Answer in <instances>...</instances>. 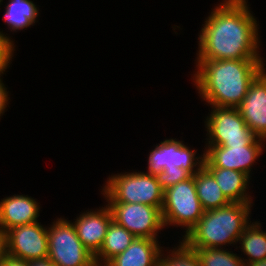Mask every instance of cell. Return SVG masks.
Segmentation results:
<instances>
[{
  "instance_id": "cell-10",
  "label": "cell",
  "mask_w": 266,
  "mask_h": 266,
  "mask_svg": "<svg viewBox=\"0 0 266 266\" xmlns=\"http://www.w3.org/2000/svg\"><path fill=\"white\" fill-rule=\"evenodd\" d=\"M196 154L197 150L194 148L191 150L181 140L165 139L150 150L146 172L156 176L160 171L173 169L176 166L193 176L203 167L204 162V155L196 157Z\"/></svg>"
},
{
  "instance_id": "cell-28",
  "label": "cell",
  "mask_w": 266,
  "mask_h": 266,
  "mask_svg": "<svg viewBox=\"0 0 266 266\" xmlns=\"http://www.w3.org/2000/svg\"><path fill=\"white\" fill-rule=\"evenodd\" d=\"M5 254H6L5 234L2 231H0V264Z\"/></svg>"
},
{
  "instance_id": "cell-3",
  "label": "cell",
  "mask_w": 266,
  "mask_h": 266,
  "mask_svg": "<svg viewBox=\"0 0 266 266\" xmlns=\"http://www.w3.org/2000/svg\"><path fill=\"white\" fill-rule=\"evenodd\" d=\"M253 205V202L230 203L204 211L201 219L189 232L181 235V240L190 248L225 249L226 246H234L238 243L245 227L251 222Z\"/></svg>"
},
{
  "instance_id": "cell-18",
  "label": "cell",
  "mask_w": 266,
  "mask_h": 266,
  "mask_svg": "<svg viewBox=\"0 0 266 266\" xmlns=\"http://www.w3.org/2000/svg\"><path fill=\"white\" fill-rule=\"evenodd\" d=\"M136 237L112 220L100 250L94 255L97 266H105L112 258L122 253Z\"/></svg>"
},
{
  "instance_id": "cell-14",
  "label": "cell",
  "mask_w": 266,
  "mask_h": 266,
  "mask_svg": "<svg viewBox=\"0 0 266 266\" xmlns=\"http://www.w3.org/2000/svg\"><path fill=\"white\" fill-rule=\"evenodd\" d=\"M40 203L28 195H12L0 201V231L4 234L17 226L37 223Z\"/></svg>"
},
{
  "instance_id": "cell-26",
  "label": "cell",
  "mask_w": 266,
  "mask_h": 266,
  "mask_svg": "<svg viewBox=\"0 0 266 266\" xmlns=\"http://www.w3.org/2000/svg\"><path fill=\"white\" fill-rule=\"evenodd\" d=\"M0 266H29V265H28V261L14 258L12 256H9L8 254H5L3 256V260Z\"/></svg>"
},
{
  "instance_id": "cell-20",
  "label": "cell",
  "mask_w": 266,
  "mask_h": 266,
  "mask_svg": "<svg viewBox=\"0 0 266 266\" xmlns=\"http://www.w3.org/2000/svg\"><path fill=\"white\" fill-rule=\"evenodd\" d=\"M193 176L196 192L204 211L231 203L221 191L213 175L204 166Z\"/></svg>"
},
{
  "instance_id": "cell-25",
  "label": "cell",
  "mask_w": 266,
  "mask_h": 266,
  "mask_svg": "<svg viewBox=\"0 0 266 266\" xmlns=\"http://www.w3.org/2000/svg\"><path fill=\"white\" fill-rule=\"evenodd\" d=\"M2 76L3 75H0V119L7 111V105L9 107L10 102L9 91H7V87H5V84L2 81Z\"/></svg>"
},
{
  "instance_id": "cell-12",
  "label": "cell",
  "mask_w": 266,
  "mask_h": 266,
  "mask_svg": "<svg viewBox=\"0 0 266 266\" xmlns=\"http://www.w3.org/2000/svg\"><path fill=\"white\" fill-rule=\"evenodd\" d=\"M249 129L266 140V70L251 83L246 96L237 107Z\"/></svg>"
},
{
  "instance_id": "cell-19",
  "label": "cell",
  "mask_w": 266,
  "mask_h": 266,
  "mask_svg": "<svg viewBox=\"0 0 266 266\" xmlns=\"http://www.w3.org/2000/svg\"><path fill=\"white\" fill-rule=\"evenodd\" d=\"M261 227L260 221H251L239 237L240 246L236 245L235 249L239 248L247 256V259L241 256L245 266L266 259V231Z\"/></svg>"
},
{
  "instance_id": "cell-1",
  "label": "cell",
  "mask_w": 266,
  "mask_h": 266,
  "mask_svg": "<svg viewBox=\"0 0 266 266\" xmlns=\"http://www.w3.org/2000/svg\"><path fill=\"white\" fill-rule=\"evenodd\" d=\"M248 0H221L205 18L198 34L195 60L264 59L259 24Z\"/></svg>"
},
{
  "instance_id": "cell-23",
  "label": "cell",
  "mask_w": 266,
  "mask_h": 266,
  "mask_svg": "<svg viewBox=\"0 0 266 266\" xmlns=\"http://www.w3.org/2000/svg\"><path fill=\"white\" fill-rule=\"evenodd\" d=\"M7 35V36H6ZM11 37L0 29V75L6 74V70L10 67L14 57L15 42Z\"/></svg>"
},
{
  "instance_id": "cell-16",
  "label": "cell",
  "mask_w": 266,
  "mask_h": 266,
  "mask_svg": "<svg viewBox=\"0 0 266 266\" xmlns=\"http://www.w3.org/2000/svg\"><path fill=\"white\" fill-rule=\"evenodd\" d=\"M206 169L213 175L221 191L231 203L253 201V197L248 192L251 179L245 173L224 168Z\"/></svg>"
},
{
  "instance_id": "cell-11",
  "label": "cell",
  "mask_w": 266,
  "mask_h": 266,
  "mask_svg": "<svg viewBox=\"0 0 266 266\" xmlns=\"http://www.w3.org/2000/svg\"><path fill=\"white\" fill-rule=\"evenodd\" d=\"M6 254L25 261L48 258V227L24 224L5 233Z\"/></svg>"
},
{
  "instance_id": "cell-4",
  "label": "cell",
  "mask_w": 266,
  "mask_h": 266,
  "mask_svg": "<svg viewBox=\"0 0 266 266\" xmlns=\"http://www.w3.org/2000/svg\"><path fill=\"white\" fill-rule=\"evenodd\" d=\"M102 187L106 203H141L161 211L164 190L155 175L146 172H125L111 175Z\"/></svg>"
},
{
  "instance_id": "cell-5",
  "label": "cell",
  "mask_w": 266,
  "mask_h": 266,
  "mask_svg": "<svg viewBox=\"0 0 266 266\" xmlns=\"http://www.w3.org/2000/svg\"><path fill=\"white\" fill-rule=\"evenodd\" d=\"M204 210L198 198L194 176L164 190L161 208L164 228H183L184 235L201 219Z\"/></svg>"
},
{
  "instance_id": "cell-24",
  "label": "cell",
  "mask_w": 266,
  "mask_h": 266,
  "mask_svg": "<svg viewBox=\"0 0 266 266\" xmlns=\"http://www.w3.org/2000/svg\"><path fill=\"white\" fill-rule=\"evenodd\" d=\"M190 177L191 175L187 171L176 166L173 169H164L156 175L157 181L163 190L178 182L185 181Z\"/></svg>"
},
{
  "instance_id": "cell-8",
  "label": "cell",
  "mask_w": 266,
  "mask_h": 266,
  "mask_svg": "<svg viewBox=\"0 0 266 266\" xmlns=\"http://www.w3.org/2000/svg\"><path fill=\"white\" fill-rule=\"evenodd\" d=\"M113 220L135 237L158 240L164 228L161 211L141 203H107Z\"/></svg>"
},
{
  "instance_id": "cell-22",
  "label": "cell",
  "mask_w": 266,
  "mask_h": 266,
  "mask_svg": "<svg viewBox=\"0 0 266 266\" xmlns=\"http://www.w3.org/2000/svg\"><path fill=\"white\" fill-rule=\"evenodd\" d=\"M196 251L200 266H245L241 256L224 248H192Z\"/></svg>"
},
{
  "instance_id": "cell-17",
  "label": "cell",
  "mask_w": 266,
  "mask_h": 266,
  "mask_svg": "<svg viewBox=\"0 0 266 266\" xmlns=\"http://www.w3.org/2000/svg\"><path fill=\"white\" fill-rule=\"evenodd\" d=\"M2 2L0 0V5ZM4 8L2 17L11 32L31 28L40 16L39 7L31 0H8Z\"/></svg>"
},
{
  "instance_id": "cell-9",
  "label": "cell",
  "mask_w": 266,
  "mask_h": 266,
  "mask_svg": "<svg viewBox=\"0 0 266 266\" xmlns=\"http://www.w3.org/2000/svg\"><path fill=\"white\" fill-rule=\"evenodd\" d=\"M264 139L256 137L246 146L205 145L203 151L205 168H224L245 173L250 179L252 167L266 148Z\"/></svg>"
},
{
  "instance_id": "cell-6",
  "label": "cell",
  "mask_w": 266,
  "mask_h": 266,
  "mask_svg": "<svg viewBox=\"0 0 266 266\" xmlns=\"http://www.w3.org/2000/svg\"><path fill=\"white\" fill-rule=\"evenodd\" d=\"M55 220L48 226V258L56 266H97L72 222L62 217Z\"/></svg>"
},
{
  "instance_id": "cell-13",
  "label": "cell",
  "mask_w": 266,
  "mask_h": 266,
  "mask_svg": "<svg viewBox=\"0 0 266 266\" xmlns=\"http://www.w3.org/2000/svg\"><path fill=\"white\" fill-rule=\"evenodd\" d=\"M113 220L111 210L107 204L104 207L89 209L81 212L72 222L78 238L82 244L95 255L101 248L108 226Z\"/></svg>"
},
{
  "instance_id": "cell-15",
  "label": "cell",
  "mask_w": 266,
  "mask_h": 266,
  "mask_svg": "<svg viewBox=\"0 0 266 266\" xmlns=\"http://www.w3.org/2000/svg\"><path fill=\"white\" fill-rule=\"evenodd\" d=\"M158 240L136 237L122 253L105 266H157L163 246Z\"/></svg>"
},
{
  "instance_id": "cell-21",
  "label": "cell",
  "mask_w": 266,
  "mask_h": 266,
  "mask_svg": "<svg viewBox=\"0 0 266 266\" xmlns=\"http://www.w3.org/2000/svg\"><path fill=\"white\" fill-rule=\"evenodd\" d=\"M173 249H161L157 266H200L196 251L188 247L182 240Z\"/></svg>"
},
{
  "instance_id": "cell-2",
  "label": "cell",
  "mask_w": 266,
  "mask_h": 266,
  "mask_svg": "<svg viewBox=\"0 0 266 266\" xmlns=\"http://www.w3.org/2000/svg\"><path fill=\"white\" fill-rule=\"evenodd\" d=\"M265 59L195 60L192 82L208 106L237 108L251 83L266 69Z\"/></svg>"
},
{
  "instance_id": "cell-27",
  "label": "cell",
  "mask_w": 266,
  "mask_h": 266,
  "mask_svg": "<svg viewBox=\"0 0 266 266\" xmlns=\"http://www.w3.org/2000/svg\"><path fill=\"white\" fill-rule=\"evenodd\" d=\"M29 266H56L49 258L28 261Z\"/></svg>"
},
{
  "instance_id": "cell-29",
  "label": "cell",
  "mask_w": 266,
  "mask_h": 266,
  "mask_svg": "<svg viewBox=\"0 0 266 266\" xmlns=\"http://www.w3.org/2000/svg\"><path fill=\"white\" fill-rule=\"evenodd\" d=\"M247 266H266V259L264 260H260V261H256L254 263H251Z\"/></svg>"
},
{
  "instance_id": "cell-7",
  "label": "cell",
  "mask_w": 266,
  "mask_h": 266,
  "mask_svg": "<svg viewBox=\"0 0 266 266\" xmlns=\"http://www.w3.org/2000/svg\"><path fill=\"white\" fill-rule=\"evenodd\" d=\"M206 117V145L246 146L257 136L249 129L237 108L213 107Z\"/></svg>"
}]
</instances>
